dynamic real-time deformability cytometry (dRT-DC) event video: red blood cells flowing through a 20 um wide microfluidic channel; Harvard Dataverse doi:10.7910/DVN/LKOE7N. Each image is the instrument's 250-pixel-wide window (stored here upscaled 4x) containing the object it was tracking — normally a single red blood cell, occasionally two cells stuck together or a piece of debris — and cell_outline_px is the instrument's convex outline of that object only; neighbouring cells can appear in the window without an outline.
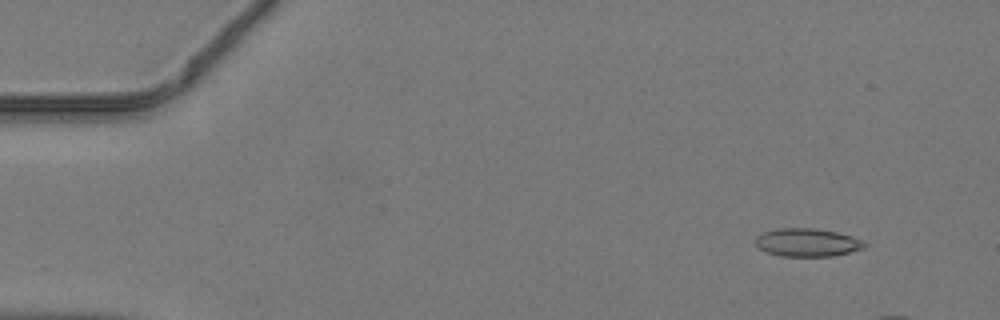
{"species": "common noctule bat (a hibernating species)", "species_latin": "Nyctalus noctula", "temperature_condition": "warm", "stored_images_in_passage": 14, "camera_frame_rate_fps": 3000, "um_per_image_px": 0.085, "animal": {"sex": "male", "body_mass_g": 19.2, "forearm_length_mm": 51.8}, "frame": {"image": 1, "passage_image": 5, "time_ms": 1.333, "image_size_px": [1000, 320], "cell_outline_px": [[868, 244], [864, 248], [832, 256], [780, 256], [768, 252], [760, 248], [756, 244], [756, 236], [764, 232], [776, 228], [816, 228], [836, 232], [852, 236]], "centroid_in_image_um": [68.62, 20.6], "position_along_channel_um": 16.4, "area_um2": 17.74}}